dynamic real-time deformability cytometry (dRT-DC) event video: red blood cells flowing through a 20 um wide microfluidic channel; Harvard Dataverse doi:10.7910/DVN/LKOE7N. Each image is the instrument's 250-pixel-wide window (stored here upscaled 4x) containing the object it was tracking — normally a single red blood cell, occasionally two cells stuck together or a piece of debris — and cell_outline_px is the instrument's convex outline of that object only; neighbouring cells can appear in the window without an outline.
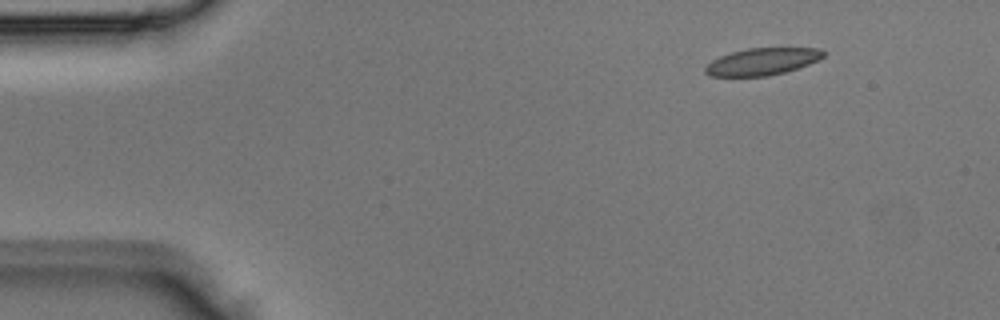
{"species": "Egyptian fruit bat (a non-hibernating species)", "species_latin": "Rousettus aegyptiacus", "temperature_condition": "room temperature", "stored_images_in_passage": 4, "camera_frame_rate_fps": 3000, "um_per_image_px": 0.085, "animal": {"sex": "male"}, "frame": {"image": 1, "passage_image": 4, "time_ms": 1.0, "image_size_px": [1000, 320], "cell_outline_px": [[824, 56], [808, 64], [784, 72], [768, 76], [708, 76], [704, 72], [704, 68], [712, 60], [720, 56], [732, 52], [748, 48], [820, 48], [824, 52]], "centroid_in_image_um": [64.75, 5.23], "position_along_channel_um": 20.3, "area_um2": 18.44}}